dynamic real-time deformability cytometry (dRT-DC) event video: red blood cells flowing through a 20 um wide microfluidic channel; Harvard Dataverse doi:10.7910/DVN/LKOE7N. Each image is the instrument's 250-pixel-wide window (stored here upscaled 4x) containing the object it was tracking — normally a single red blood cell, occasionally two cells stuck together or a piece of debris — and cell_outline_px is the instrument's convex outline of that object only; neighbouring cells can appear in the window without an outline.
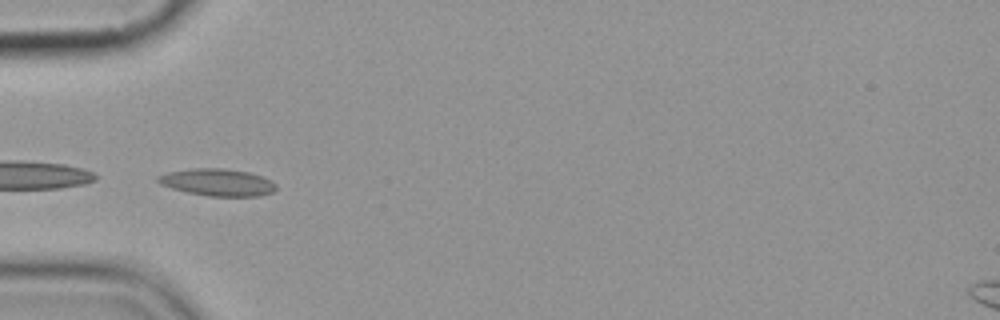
{"species": "common noctule bat (a hibernating species)", "species_latin": "Nyctalus noctula", "temperature_condition": "cold", "stored_images_in_passage": 11, "camera_frame_rate_fps": 3000, "um_per_image_px": 0.085, "animal": {"sex": "female", "body_mass_g": 19.9}, "frame": {"image": 1, "passage_image": 5, "time_ms": 5.667, "image_size_px": [1000, 320], "cell_outline_px": [[276, 188], [272, 192], [260, 196], [208, 196], [188, 192], [172, 188], [160, 184], [156, 180], [156, 176], [168, 172], [192, 168], [224, 168], [248, 172], [272, 180], [276, 184]], "centroid_in_image_um": [18.48, 15.49], "position_along_channel_um": 66.5, "area_um2": 18.67}}
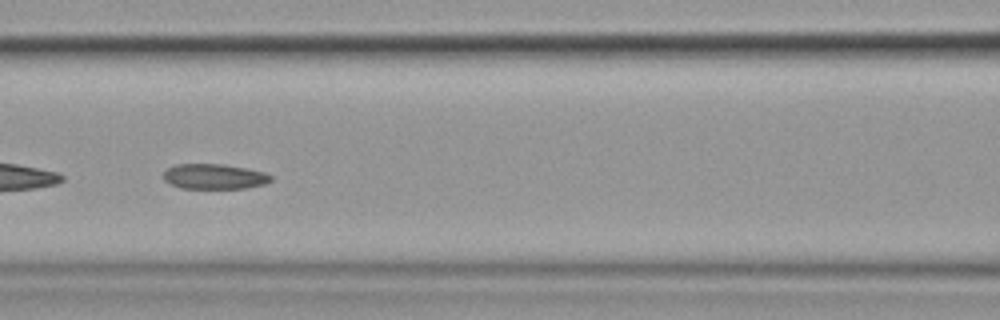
{"frame": {"image": 2, "passage_image": 7, "time_ms": 8.0, "image_size_px": [1000, 320], "cell_outline_px": [[272, 180], [264, 184], [244, 188], [180, 188], [164, 180], [164, 172], [168, 168], [176, 164], [224, 164], [264, 172], [272, 176]], "centroid_in_image_um": [18.21, 15.0], "position_along_channel_um": 148.4, "area_um2": 15.61}}